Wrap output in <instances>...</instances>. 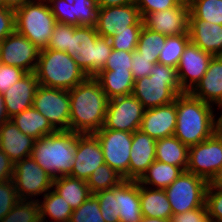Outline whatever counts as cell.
<instances>
[{"label": "cell", "instance_id": "17", "mask_svg": "<svg viewBox=\"0 0 222 222\" xmlns=\"http://www.w3.org/2000/svg\"><path fill=\"white\" fill-rule=\"evenodd\" d=\"M73 169L69 176L87 181L91 174L105 163L101 145L93 134H79Z\"/></svg>", "mask_w": 222, "mask_h": 222}, {"label": "cell", "instance_id": "15", "mask_svg": "<svg viewBox=\"0 0 222 222\" xmlns=\"http://www.w3.org/2000/svg\"><path fill=\"white\" fill-rule=\"evenodd\" d=\"M131 25H143L139 9L134 3L98 8L95 28L100 37L111 38L115 31L127 29Z\"/></svg>", "mask_w": 222, "mask_h": 222}, {"label": "cell", "instance_id": "35", "mask_svg": "<svg viewBox=\"0 0 222 222\" xmlns=\"http://www.w3.org/2000/svg\"><path fill=\"white\" fill-rule=\"evenodd\" d=\"M166 39V35L152 31L143 25L136 51L147 59H158Z\"/></svg>", "mask_w": 222, "mask_h": 222}, {"label": "cell", "instance_id": "27", "mask_svg": "<svg viewBox=\"0 0 222 222\" xmlns=\"http://www.w3.org/2000/svg\"><path fill=\"white\" fill-rule=\"evenodd\" d=\"M94 77L100 82L102 90L109 99L131 95L133 92L135 80L131 70H101Z\"/></svg>", "mask_w": 222, "mask_h": 222}, {"label": "cell", "instance_id": "59", "mask_svg": "<svg viewBox=\"0 0 222 222\" xmlns=\"http://www.w3.org/2000/svg\"><path fill=\"white\" fill-rule=\"evenodd\" d=\"M179 4H184L190 6L194 0H177Z\"/></svg>", "mask_w": 222, "mask_h": 222}, {"label": "cell", "instance_id": "8", "mask_svg": "<svg viewBox=\"0 0 222 222\" xmlns=\"http://www.w3.org/2000/svg\"><path fill=\"white\" fill-rule=\"evenodd\" d=\"M208 182L203 178L183 171L167 188L165 192L169 199L172 213L180 214L206 206V189Z\"/></svg>", "mask_w": 222, "mask_h": 222}, {"label": "cell", "instance_id": "22", "mask_svg": "<svg viewBox=\"0 0 222 222\" xmlns=\"http://www.w3.org/2000/svg\"><path fill=\"white\" fill-rule=\"evenodd\" d=\"M156 140L141 130L133 132L129 180L138 181L155 161Z\"/></svg>", "mask_w": 222, "mask_h": 222}, {"label": "cell", "instance_id": "13", "mask_svg": "<svg viewBox=\"0 0 222 222\" xmlns=\"http://www.w3.org/2000/svg\"><path fill=\"white\" fill-rule=\"evenodd\" d=\"M144 111L143 105L132 94L111 98L101 129L133 133L140 129Z\"/></svg>", "mask_w": 222, "mask_h": 222}, {"label": "cell", "instance_id": "50", "mask_svg": "<svg viewBox=\"0 0 222 222\" xmlns=\"http://www.w3.org/2000/svg\"><path fill=\"white\" fill-rule=\"evenodd\" d=\"M170 222H213L208 217L207 207L196 208L180 214H172Z\"/></svg>", "mask_w": 222, "mask_h": 222}, {"label": "cell", "instance_id": "16", "mask_svg": "<svg viewBox=\"0 0 222 222\" xmlns=\"http://www.w3.org/2000/svg\"><path fill=\"white\" fill-rule=\"evenodd\" d=\"M213 55L200 49L191 41L180 57L177 74L183 92H190L207 71Z\"/></svg>", "mask_w": 222, "mask_h": 222}, {"label": "cell", "instance_id": "21", "mask_svg": "<svg viewBox=\"0 0 222 222\" xmlns=\"http://www.w3.org/2000/svg\"><path fill=\"white\" fill-rule=\"evenodd\" d=\"M38 86L36 74L31 72L25 74L3 93L6 110L10 118L32 107Z\"/></svg>", "mask_w": 222, "mask_h": 222}, {"label": "cell", "instance_id": "46", "mask_svg": "<svg viewBox=\"0 0 222 222\" xmlns=\"http://www.w3.org/2000/svg\"><path fill=\"white\" fill-rule=\"evenodd\" d=\"M25 74L26 71L19 67L9 66L0 63V93H4L14 83L19 81Z\"/></svg>", "mask_w": 222, "mask_h": 222}, {"label": "cell", "instance_id": "54", "mask_svg": "<svg viewBox=\"0 0 222 222\" xmlns=\"http://www.w3.org/2000/svg\"><path fill=\"white\" fill-rule=\"evenodd\" d=\"M208 184L214 189L222 190V166Z\"/></svg>", "mask_w": 222, "mask_h": 222}, {"label": "cell", "instance_id": "49", "mask_svg": "<svg viewBox=\"0 0 222 222\" xmlns=\"http://www.w3.org/2000/svg\"><path fill=\"white\" fill-rule=\"evenodd\" d=\"M56 22L73 25V4L65 0H47Z\"/></svg>", "mask_w": 222, "mask_h": 222}, {"label": "cell", "instance_id": "52", "mask_svg": "<svg viewBox=\"0 0 222 222\" xmlns=\"http://www.w3.org/2000/svg\"><path fill=\"white\" fill-rule=\"evenodd\" d=\"M14 163L5 152L0 149V182L13 179Z\"/></svg>", "mask_w": 222, "mask_h": 222}, {"label": "cell", "instance_id": "30", "mask_svg": "<svg viewBox=\"0 0 222 222\" xmlns=\"http://www.w3.org/2000/svg\"><path fill=\"white\" fill-rule=\"evenodd\" d=\"M52 189L63 197L73 210L92 195L87 181L69 175L54 178Z\"/></svg>", "mask_w": 222, "mask_h": 222}, {"label": "cell", "instance_id": "55", "mask_svg": "<svg viewBox=\"0 0 222 222\" xmlns=\"http://www.w3.org/2000/svg\"><path fill=\"white\" fill-rule=\"evenodd\" d=\"M10 120V117L8 116L5 102H4V97L3 94L0 93V127L7 121Z\"/></svg>", "mask_w": 222, "mask_h": 222}, {"label": "cell", "instance_id": "51", "mask_svg": "<svg viewBox=\"0 0 222 222\" xmlns=\"http://www.w3.org/2000/svg\"><path fill=\"white\" fill-rule=\"evenodd\" d=\"M15 31V11L0 8V42Z\"/></svg>", "mask_w": 222, "mask_h": 222}, {"label": "cell", "instance_id": "26", "mask_svg": "<svg viewBox=\"0 0 222 222\" xmlns=\"http://www.w3.org/2000/svg\"><path fill=\"white\" fill-rule=\"evenodd\" d=\"M142 216L170 219L172 208L164 189L149 188L139 184Z\"/></svg>", "mask_w": 222, "mask_h": 222}, {"label": "cell", "instance_id": "37", "mask_svg": "<svg viewBox=\"0 0 222 222\" xmlns=\"http://www.w3.org/2000/svg\"><path fill=\"white\" fill-rule=\"evenodd\" d=\"M38 200H19L0 222H39Z\"/></svg>", "mask_w": 222, "mask_h": 222}, {"label": "cell", "instance_id": "2", "mask_svg": "<svg viewBox=\"0 0 222 222\" xmlns=\"http://www.w3.org/2000/svg\"><path fill=\"white\" fill-rule=\"evenodd\" d=\"M213 105L203 102L189 92L176 97L177 120L174 136L190 147L203 142L218 130Z\"/></svg>", "mask_w": 222, "mask_h": 222}, {"label": "cell", "instance_id": "48", "mask_svg": "<svg viewBox=\"0 0 222 222\" xmlns=\"http://www.w3.org/2000/svg\"><path fill=\"white\" fill-rule=\"evenodd\" d=\"M156 63H158V59H147L142 57L138 51H133L131 71L134 80L149 76L151 69Z\"/></svg>", "mask_w": 222, "mask_h": 222}, {"label": "cell", "instance_id": "12", "mask_svg": "<svg viewBox=\"0 0 222 222\" xmlns=\"http://www.w3.org/2000/svg\"><path fill=\"white\" fill-rule=\"evenodd\" d=\"M222 166V134L217 130L203 142L189 147L186 171L208 183Z\"/></svg>", "mask_w": 222, "mask_h": 222}, {"label": "cell", "instance_id": "20", "mask_svg": "<svg viewBox=\"0 0 222 222\" xmlns=\"http://www.w3.org/2000/svg\"><path fill=\"white\" fill-rule=\"evenodd\" d=\"M194 97L211 105L222 106V56H213L204 76L189 92Z\"/></svg>", "mask_w": 222, "mask_h": 222}, {"label": "cell", "instance_id": "43", "mask_svg": "<svg viewBox=\"0 0 222 222\" xmlns=\"http://www.w3.org/2000/svg\"><path fill=\"white\" fill-rule=\"evenodd\" d=\"M18 201L13 180L0 182V220L11 211Z\"/></svg>", "mask_w": 222, "mask_h": 222}, {"label": "cell", "instance_id": "41", "mask_svg": "<svg viewBox=\"0 0 222 222\" xmlns=\"http://www.w3.org/2000/svg\"><path fill=\"white\" fill-rule=\"evenodd\" d=\"M101 214L99 200L92 194L73 210L70 222H105Z\"/></svg>", "mask_w": 222, "mask_h": 222}, {"label": "cell", "instance_id": "10", "mask_svg": "<svg viewBox=\"0 0 222 222\" xmlns=\"http://www.w3.org/2000/svg\"><path fill=\"white\" fill-rule=\"evenodd\" d=\"M53 179L36 163L32 156L14 164L12 180L19 200H36L32 197L44 195L52 189Z\"/></svg>", "mask_w": 222, "mask_h": 222}, {"label": "cell", "instance_id": "40", "mask_svg": "<svg viewBox=\"0 0 222 222\" xmlns=\"http://www.w3.org/2000/svg\"><path fill=\"white\" fill-rule=\"evenodd\" d=\"M143 25H131L127 29L117 30L110 38L112 49L133 52L137 48Z\"/></svg>", "mask_w": 222, "mask_h": 222}, {"label": "cell", "instance_id": "3", "mask_svg": "<svg viewBox=\"0 0 222 222\" xmlns=\"http://www.w3.org/2000/svg\"><path fill=\"white\" fill-rule=\"evenodd\" d=\"M73 131H56L35 140L31 156L53 178L70 175L75 157L76 137Z\"/></svg>", "mask_w": 222, "mask_h": 222}, {"label": "cell", "instance_id": "7", "mask_svg": "<svg viewBox=\"0 0 222 222\" xmlns=\"http://www.w3.org/2000/svg\"><path fill=\"white\" fill-rule=\"evenodd\" d=\"M55 25L47 0L26 2L15 11V31L29 39L40 51L48 48Z\"/></svg>", "mask_w": 222, "mask_h": 222}, {"label": "cell", "instance_id": "53", "mask_svg": "<svg viewBox=\"0 0 222 222\" xmlns=\"http://www.w3.org/2000/svg\"><path fill=\"white\" fill-rule=\"evenodd\" d=\"M98 8L122 6L134 3V0H96Z\"/></svg>", "mask_w": 222, "mask_h": 222}, {"label": "cell", "instance_id": "32", "mask_svg": "<svg viewBox=\"0 0 222 222\" xmlns=\"http://www.w3.org/2000/svg\"><path fill=\"white\" fill-rule=\"evenodd\" d=\"M42 196L43 201L38 200L41 222H48L46 220L48 216L52 219L51 222H53V220L54 222H70L73 209L63 197L53 189H50Z\"/></svg>", "mask_w": 222, "mask_h": 222}, {"label": "cell", "instance_id": "4", "mask_svg": "<svg viewBox=\"0 0 222 222\" xmlns=\"http://www.w3.org/2000/svg\"><path fill=\"white\" fill-rule=\"evenodd\" d=\"M182 93L177 69L156 63L149 76L134 81L132 95L145 109H150L170 104Z\"/></svg>", "mask_w": 222, "mask_h": 222}, {"label": "cell", "instance_id": "58", "mask_svg": "<svg viewBox=\"0 0 222 222\" xmlns=\"http://www.w3.org/2000/svg\"><path fill=\"white\" fill-rule=\"evenodd\" d=\"M219 109L222 110V106ZM217 119H218V131L222 134V111Z\"/></svg>", "mask_w": 222, "mask_h": 222}, {"label": "cell", "instance_id": "25", "mask_svg": "<svg viewBox=\"0 0 222 222\" xmlns=\"http://www.w3.org/2000/svg\"><path fill=\"white\" fill-rule=\"evenodd\" d=\"M119 222H141L139 182L124 180L118 185Z\"/></svg>", "mask_w": 222, "mask_h": 222}, {"label": "cell", "instance_id": "42", "mask_svg": "<svg viewBox=\"0 0 222 222\" xmlns=\"http://www.w3.org/2000/svg\"><path fill=\"white\" fill-rule=\"evenodd\" d=\"M76 27L75 25L56 22L48 44V49L63 52L71 50L72 37Z\"/></svg>", "mask_w": 222, "mask_h": 222}, {"label": "cell", "instance_id": "47", "mask_svg": "<svg viewBox=\"0 0 222 222\" xmlns=\"http://www.w3.org/2000/svg\"><path fill=\"white\" fill-rule=\"evenodd\" d=\"M134 4L143 18L146 14L174 8L179 5V2L177 0H134Z\"/></svg>", "mask_w": 222, "mask_h": 222}, {"label": "cell", "instance_id": "6", "mask_svg": "<svg viewBox=\"0 0 222 222\" xmlns=\"http://www.w3.org/2000/svg\"><path fill=\"white\" fill-rule=\"evenodd\" d=\"M111 52L110 38L100 37L95 26H77L71 50L66 51L88 77L97 75L105 67Z\"/></svg>", "mask_w": 222, "mask_h": 222}, {"label": "cell", "instance_id": "18", "mask_svg": "<svg viewBox=\"0 0 222 222\" xmlns=\"http://www.w3.org/2000/svg\"><path fill=\"white\" fill-rule=\"evenodd\" d=\"M189 16V6L179 4L174 8L146 14L142 19L146 28L166 36H175L189 34Z\"/></svg>", "mask_w": 222, "mask_h": 222}, {"label": "cell", "instance_id": "34", "mask_svg": "<svg viewBox=\"0 0 222 222\" xmlns=\"http://www.w3.org/2000/svg\"><path fill=\"white\" fill-rule=\"evenodd\" d=\"M189 42V34L167 36L166 42L159 54L158 63L177 69L180 57Z\"/></svg>", "mask_w": 222, "mask_h": 222}, {"label": "cell", "instance_id": "39", "mask_svg": "<svg viewBox=\"0 0 222 222\" xmlns=\"http://www.w3.org/2000/svg\"><path fill=\"white\" fill-rule=\"evenodd\" d=\"M105 222H119L118 186L94 194Z\"/></svg>", "mask_w": 222, "mask_h": 222}, {"label": "cell", "instance_id": "45", "mask_svg": "<svg viewBox=\"0 0 222 222\" xmlns=\"http://www.w3.org/2000/svg\"><path fill=\"white\" fill-rule=\"evenodd\" d=\"M131 65L132 52L112 49L110 57L102 70L126 71L131 70Z\"/></svg>", "mask_w": 222, "mask_h": 222}, {"label": "cell", "instance_id": "23", "mask_svg": "<svg viewBox=\"0 0 222 222\" xmlns=\"http://www.w3.org/2000/svg\"><path fill=\"white\" fill-rule=\"evenodd\" d=\"M34 143L35 139L22 133L11 119L0 127V149L14 164L31 156Z\"/></svg>", "mask_w": 222, "mask_h": 222}, {"label": "cell", "instance_id": "38", "mask_svg": "<svg viewBox=\"0 0 222 222\" xmlns=\"http://www.w3.org/2000/svg\"><path fill=\"white\" fill-rule=\"evenodd\" d=\"M73 4V25L95 26L97 22L98 4L96 0H65Z\"/></svg>", "mask_w": 222, "mask_h": 222}, {"label": "cell", "instance_id": "31", "mask_svg": "<svg viewBox=\"0 0 222 222\" xmlns=\"http://www.w3.org/2000/svg\"><path fill=\"white\" fill-rule=\"evenodd\" d=\"M183 170L180 167L155 160L138 180L140 185L154 189L167 188ZM150 185V186H149ZM152 186V187H151Z\"/></svg>", "mask_w": 222, "mask_h": 222}, {"label": "cell", "instance_id": "28", "mask_svg": "<svg viewBox=\"0 0 222 222\" xmlns=\"http://www.w3.org/2000/svg\"><path fill=\"white\" fill-rule=\"evenodd\" d=\"M19 130L37 140L56 132L50 122L33 106L10 118Z\"/></svg>", "mask_w": 222, "mask_h": 222}, {"label": "cell", "instance_id": "24", "mask_svg": "<svg viewBox=\"0 0 222 222\" xmlns=\"http://www.w3.org/2000/svg\"><path fill=\"white\" fill-rule=\"evenodd\" d=\"M190 41L213 56H222V25L189 18Z\"/></svg>", "mask_w": 222, "mask_h": 222}, {"label": "cell", "instance_id": "33", "mask_svg": "<svg viewBox=\"0 0 222 222\" xmlns=\"http://www.w3.org/2000/svg\"><path fill=\"white\" fill-rule=\"evenodd\" d=\"M124 177L111 168L108 164H103L91 174L87 180V185L91 194L108 190L120 185L124 181Z\"/></svg>", "mask_w": 222, "mask_h": 222}, {"label": "cell", "instance_id": "19", "mask_svg": "<svg viewBox=\"0 0 222 222\" xmlns=\"http://www.w3.org/2000/svg\"><path fill=\"white\" fill-rule=\"evenodd\" d=\"M177 120L176 98L170 104L145 109L140 129L155 140L174 135Z\"/></svg>", "mask_w": 222, "mask_h": 222}, {"label": "cell", "instance_id": "44", "mask_svg": "<svg viewBox=\"0 0 222 222\" xmlns=\"http://www.w3.org/2000/svg\"><path fill=\"white\" fill-rule=\"evenodd\" d=\"M205 205L208 217L213 222H222V190L214 189L208 184Z\"/></svg>", "mask_w": 222, "mask_h": 222}, {"label": "cell", "instance_id": "14", "mask_svg": "<svg viewBox=\"0 0 222 222\" xmlns=\"http://www.w3.org/2000/svg\"><path fill=\"white\" fill-rule=\"evenodd\" d=\"M39 52L29 39L14 31L0 42V63L35 72Z\"/></svg>", "mask_w": 222, "mask_h": 222}, {"label": "cell", "instance_id": "1", "mask_svg": "<svg viewBox=\"0 0 222 222\" xmlns=\"http://www.w3.org/2000/svg\"><path fill=\"white\" fill-rule=\"evenodd\" d=\"M69 131L79 134H93L103 127L109 98L94 77H87L82 83L69 90Z\"/></svg>", "mask_w": 222, "mask_h": 222}, {"label": "cell", "instance_id": "57", "mask_svg": "<svg viewBox=\"0 0 222 222\" xmlns=\"http://www.w3.org/2000/svg\"><path fill=\"white\" fill-rule=\"evenodd\" d=\"M141 222H170V219L143 216Z\"/></svg>", "mask_w": 222, "mask_h": 222}, {"label": "cell", "instance_id": "9", "mask_svg": "<svg viewBox=\"0 0 222 222\" xmlns=\"http://www.w3.org/2000/svg\"><path fill=\"white\" fill-rule=\"evenodd\" d=\"M56 131H68L70 123V95L68 90L39 85L33 105Z\"/></svg>", "mask_w": 222, "mask_h": 222}, {"label": "cell", "instance_id": "36", "mask_svg": "<svg viewBox=\"0 0 222 222\" xmlns=\"http://www.w3.org/2000/svg\"><path fill=\"white\" fill-rule=\"evenodd\" d=\"M189 8V18L222 25V0H194Z\"/></svg>", "mask_w": 222, "mask_h": 222}, {"label": "cell", "instance_id": "56", "mask_svg": "<svg viewBox=\"0 0 222 222\" xmlns=\"http://www.w3.org/2000/svg\"><path fill=\"white\" fill-rule=\"evenodd\" d=\"M30 1H33V0H4L5 8H9L14 11L22 7L26 2H30Z\"/></svg>", "mask_w": 222, "mask_h": 222}, {"label": "cell", "instance_id": "29", "mask_svg": "<svg viewBox=\"0 0 222 222\" xmlns=\"http://www.w3.org/2000/svg\"><path fill=\"white\" fill-rule=\"evenodd\" d=\"M189 147L176 136L156 140L155 160L180 167L186 171L188 166Z\"/></svg>", "mask_w": 222, "mask_h": 222}, {"label": "cell", "instance_id": "60", "mask_svg": "<svg viewBox=\"0 0 222 222\" xmlns=\"http://www.w3.org/2000/svg\"><path fill=\"white\" fill-rule=\"evenodd\" d=\"M3 7H5V2L4 0H0V8H3Z\"/></svg>", "mask_w": 222, "mask_h": 222}, {"label": "cell", "instance_id": "11", "mask_svg": "<svg viewBox=\"0 0 222 222\" xmlns=\"http://www.w3.org/2000/svg\"><path fill=\"white\" fill-rule=\"evenodd\" d=\"M99 141L105 164L129 180V163L133 133L112 129H100L93 133Z\"/></svg>", "mask_w": 222, "mask_h": 222}, {"label": "cell", "instance_id": "5", "mask_svg": "<svg viewBox=\"0 0 222 222\" xmlns=\"http://www.w3.org/2000/svg\"><path fill=\"white\" fill-rule=\"evenodd\" d=\"M35 74L39 85L68 91L88 77L66 52L48 48L39 52Z\"/></svg>", "mask_w": 222, "mask_h": 222}]
</instances>
